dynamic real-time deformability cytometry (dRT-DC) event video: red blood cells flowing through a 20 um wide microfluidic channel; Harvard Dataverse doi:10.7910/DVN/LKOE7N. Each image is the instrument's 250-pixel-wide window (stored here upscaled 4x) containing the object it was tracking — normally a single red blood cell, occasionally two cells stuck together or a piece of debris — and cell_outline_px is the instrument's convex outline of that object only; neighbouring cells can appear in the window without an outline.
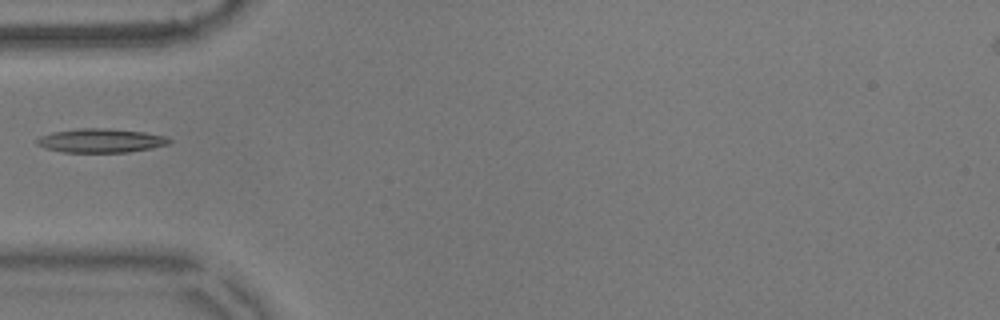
{"species": "common noctule bat (a hibernating species)", "species_latin": "Nyctalus noctula", "temperature_condition": "warm", "stored_images_in_passage": 36, "camera_frame_rate_fps": 3000, "um_per_image_px": 0.085, "animal": {"sex": "male", "body_mass_g": 17.9}, "frame": {"image": 1, "passage_image": 1, "time_ms": 0.0, "image_size_px": [1000, 320], "cell_outline_px": [[172, 140], [168, 144], [152, 148], [128, 152], [64, 152], [44, 148], [36, 144], [36, 140], [40, 136], [52, 132], [80, 128], [108, 128], [144, 132], [164, 136]], "centroid_in_image_um": [8.55, 11.95], "position_along_channel_um": 76.5, "area_um2": 18.44}}